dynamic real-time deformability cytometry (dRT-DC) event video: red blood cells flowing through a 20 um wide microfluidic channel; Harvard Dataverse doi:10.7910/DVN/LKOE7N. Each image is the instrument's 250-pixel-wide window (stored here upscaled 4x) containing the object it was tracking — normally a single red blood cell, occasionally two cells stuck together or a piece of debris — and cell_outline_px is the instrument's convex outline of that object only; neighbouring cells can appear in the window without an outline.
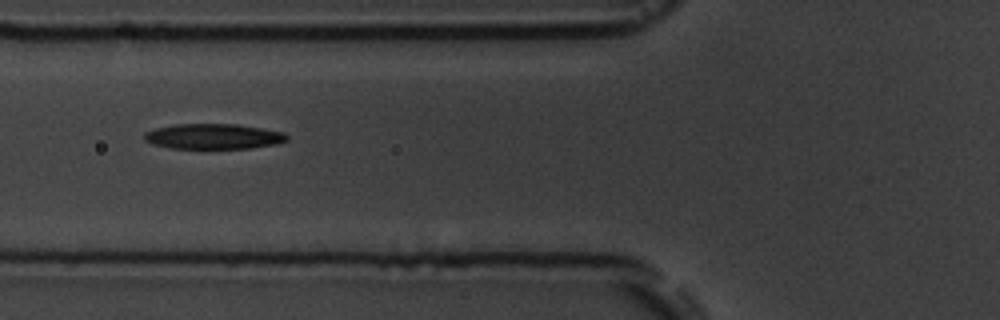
{"species": "common noctule bat (a hibernating species)", "species_latin": "Nyctalus noctula", "temperature_condition": "room temperature", "stored_images_in_passage": 10, "camera_frame_rate_fps": 3000, "um_per_image_px": 0.085, "animal": {"sex": "male", "body_mass_g": 19.5, "forearm_length_mm": 54.6}, "frame": {"image": 1, "passage_image": 6, "time_ms": 5.667, "image_size_px": [1000, 320], "cell_outline_px": [[288, 140], [276, 144], [252, 148], [172, 148], [152, 144], [144, 140], [144, 132], [156, 128], [172, 124], [240, 124], [264, 128], [284, 132], [288, 136]], "centroid_in_image_um": [18.16, 11.58], "position_along_channel_um": 107.6, "area_um2": 21.21}}
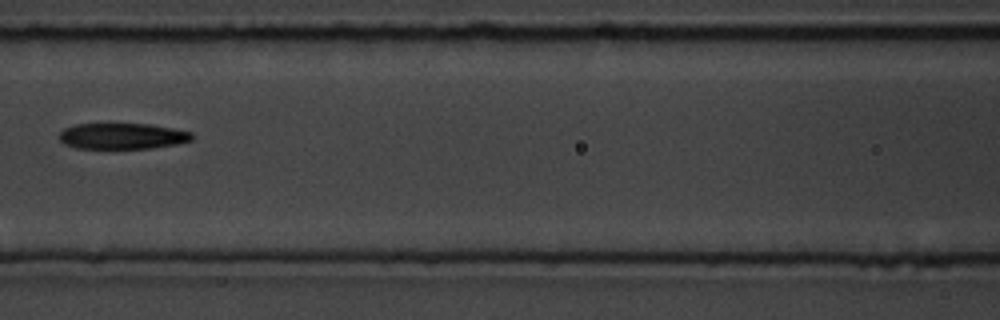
{"frame": {"image": 2, "passage_image": 7, "time_ms": 7.0, "image_size_px": [1000, 320], "cell_outline_px": [[196, 136], [192, 140], [176, 144], [152, 148], [76, 148], [64, 144], [60, 140], [60, 132], [64, 128], [76, 124], [148, 124], [172, 128], [192, 132]], "centroid_in_image_um": [10.42, 11.57], "position_along_channel_um": 156.2, "area_um2": 20.06}}